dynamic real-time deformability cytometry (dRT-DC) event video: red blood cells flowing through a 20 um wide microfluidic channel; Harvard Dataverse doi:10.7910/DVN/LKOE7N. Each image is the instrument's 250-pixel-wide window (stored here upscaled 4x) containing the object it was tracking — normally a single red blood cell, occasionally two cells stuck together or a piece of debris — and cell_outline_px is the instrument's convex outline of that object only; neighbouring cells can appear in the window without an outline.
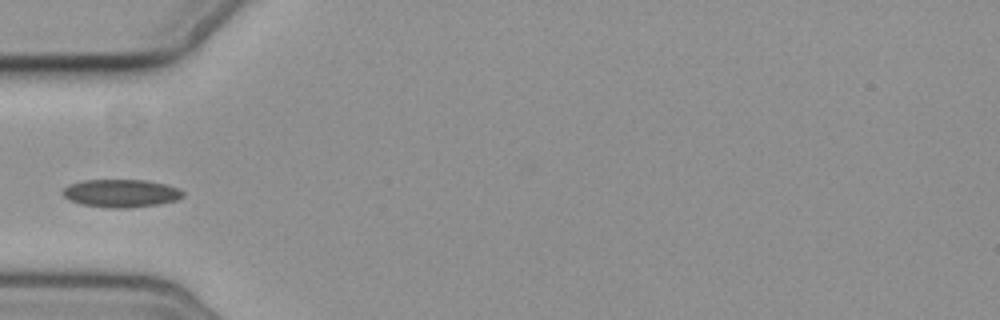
{"species": "common noctule bat (a hibernating species)", "species_latin": "Nyctalus noctula", "temperature_condition": "cold", "stored_images_in_passage": 10, "camera_frame_rate_fps": 3000, "um_per_image_px": 0.085, "animal": {"sex": "female", "body_mass_g": 19.3, "forearm_length_mm": 54.1}, "frame": {"image": 1, "passage_image": 5, "time_ms": 5.667, "image_size_px": [1000, 320], "cell_outline_px": [[184, 196], [176, 200], [160, 204], [128, 208], [112, 208], [80, 204], [68, 200], [60, 192], [68, 184], [84, 180], [148, 180], [168, 184], [180, 188], [184, 192]], "centroid_in_image_um": [10.3, 16.42], "position_along_channel_um": 74.7, "area_um2": 19.88}}
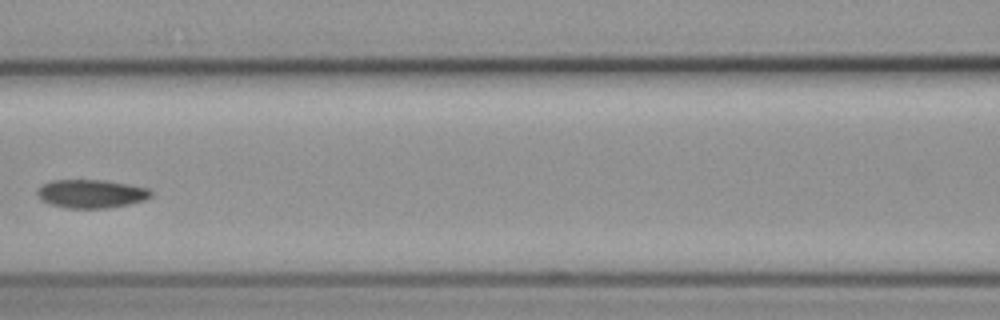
{"frame": {"image": 2, "passage_image": 7, "time_ms": 8.0, "image_size_px": [1000, 320], "cell_outline_px": [[152, 196], [144, 200], [128, 204], [108, 208], [64, 208], [48, 204], [40, 200], [36, 196], [36, 188], [52, 180], [108, 180], [132, 184], [148, 188], [152, 192]], "centroid_in_image_um": [7.72, 16.46], "position_along_channel_um": 158.9, "area_um2": 19.25}}
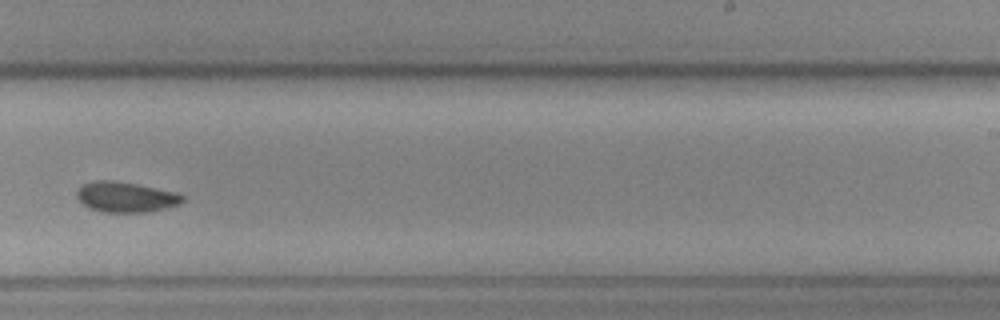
{"frame": {"image": 3, "passage_image": 10, "time_ms": 11.333, "image_size_px": [1000, 320], "cell_outline_px": [[184, 200], [180, 204], [148, 212], [104, 212], [92, 208], [84, 204], [76, 196], [76, 192], [80, 184], [92, 180], [112, 180], [136, 184], [176, 192], [184, 196]], "centroid_in_image_um": [10.67, 16.73], "position_along_channel_um": 278.3, "area_um2": 18.67}}